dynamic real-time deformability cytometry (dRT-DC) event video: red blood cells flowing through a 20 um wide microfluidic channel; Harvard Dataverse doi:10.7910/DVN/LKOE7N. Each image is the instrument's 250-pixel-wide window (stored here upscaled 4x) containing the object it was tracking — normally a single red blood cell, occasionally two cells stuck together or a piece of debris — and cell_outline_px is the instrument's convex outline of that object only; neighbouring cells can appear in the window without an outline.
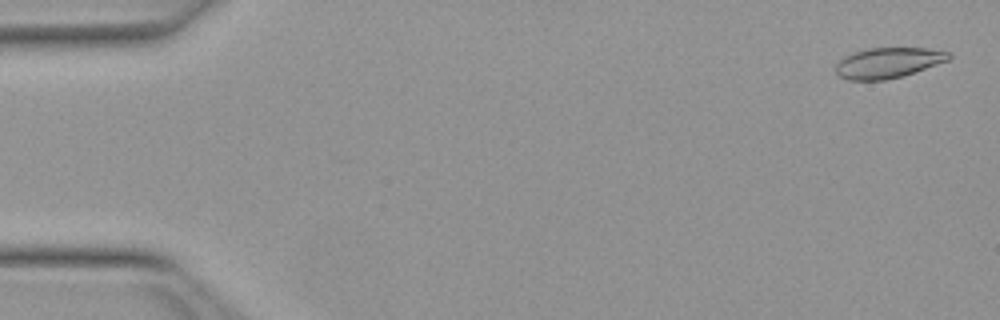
{"species": "Egyptian fruit bat (a non-hibernating species)", "species_latin": "Rousettus aegyptiacus", "temperature_condition": "warm", "stored_images_in_passage": 52, "camera_frame_rate_fps": 3000, "um_per_image_px": 0.085, "animal": {"sex": "female"}, "frame": {"image": 1, "passage_image": 2, "time_ms": 0.333, "image_size_px": [1000, 320], "cell_outline_px": [[952, 56], [948, 60], [904, 76], [884, 80], [848, 80], [840, 76], [836, 72], [836, 64], [844, 56], [852, 52], [868, 48], [928, 48], [952, 52]], "centroid_in_image_um": [75.5, 5.33], "position_along_channel_um": 9.5, "area_um2": 20.17}}
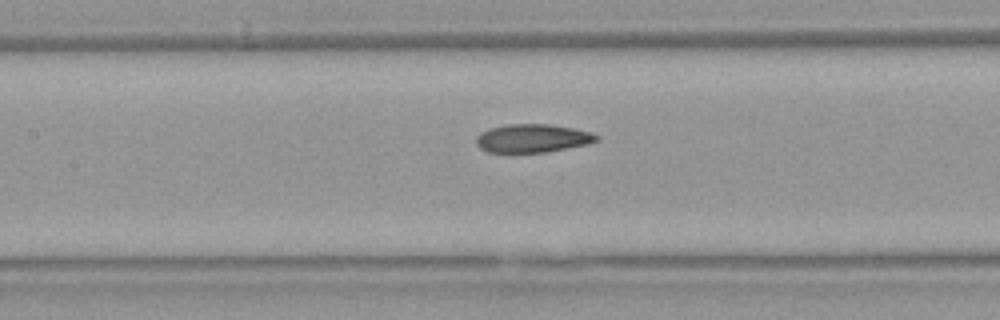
{"frame": {"image": 2, "passage_image": 24, "time_ms": 7.667, "image_size_px": [1000, 320], "cell_outline_px": [[600, 140], [588, 144], [548, 152], [488, 152], [480, 148], [476, 144], [476, 136], [480, 132], [488, 128], [508, 124], [548, 124], [572, 128], [592, 132], [600, 136]], "centroid_in_image_um": [45.27, 11.75], "position_along_channel_um": 162.1, "area_um2": 20.06}}
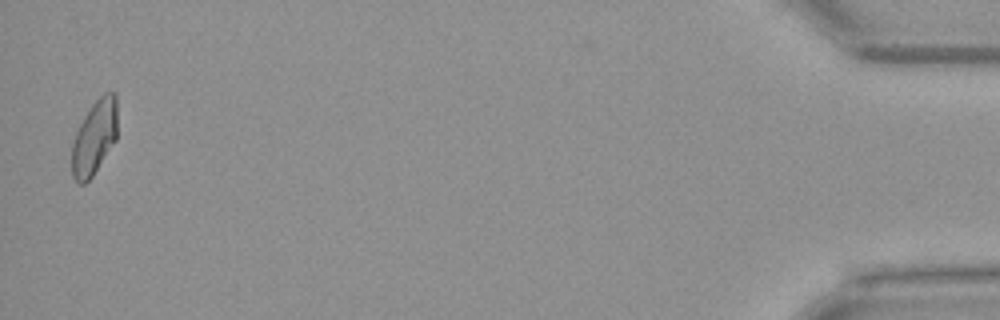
{"frame": {"image": 3, "passage_image": 51, "time_ms": 16.667, "image_size_px": [1000, 320], "cell_outline_px": [[116, 140], [92, 176], [84, 184], [80, 184], [72, 176], [72, 144], [76, 132], [84, 116], [92, 104], [104, 92], [116, 92]], "centroid_in_image_um": [8.02, 11.67], "position_along_channel_um": 427.2, "area_um2": 19.54}, "authors_computed_cell_mechanics": {"area_um2": 20.3745, "velocity_mm_per_s": 3.9835, "shape_relaxation_time_tau1_ms": null, "shape_relaxation_time_tau2_ms": 3.6726, "deformation_change_tau1": null, "deformation_change_tau2": 0.0958}}